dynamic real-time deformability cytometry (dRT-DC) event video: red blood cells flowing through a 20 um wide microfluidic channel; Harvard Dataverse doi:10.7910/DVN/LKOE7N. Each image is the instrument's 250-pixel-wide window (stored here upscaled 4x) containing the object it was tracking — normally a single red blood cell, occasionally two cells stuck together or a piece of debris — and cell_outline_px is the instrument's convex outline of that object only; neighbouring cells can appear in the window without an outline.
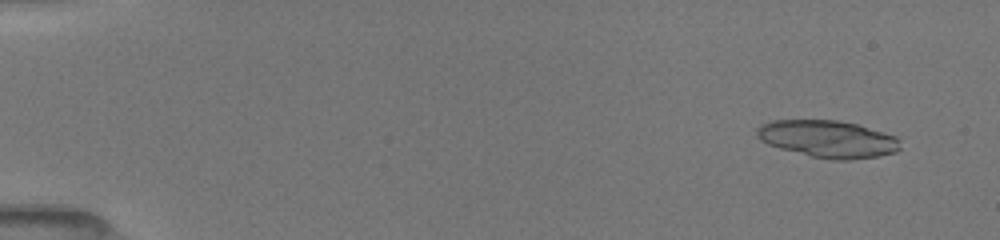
{"species": "common noctule bat (a hibernating species)", "species_latin": "Nyctalus noctula", "temperature_condition": "room temperature", "stored_images_in_passage": 17, "camera_frame_rate_fps": 3000, "um_per_image_px": 0.085, "animal": {"sex": "female", "body_mass_g": 19.5, "forearm_length_mm": 54.1}, "frame": {"image": 1, "passage_image": 2, "time_ms": 1.0, "image_size_px": [1000, 240], "cell_outline_px": [[900, 148], [896, 152], [880, 156], [848, 160], [828, 160], [780, 148], [768, 144], [760, 140], [756, 136], [756, 128], [760, 124], [772, 120], [836, 120], [856, 124], [884, 132], [896, 136], [900, 140]], "centroid_in_image_um": [70.37, 11.81], "position_along_channel_um": 14.6, "area_um2": 31.21}}
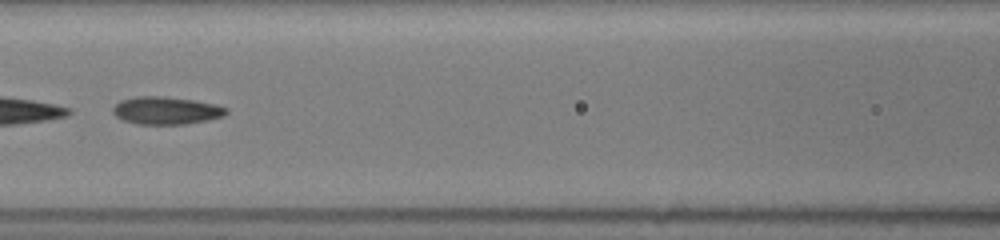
{"frame": {"image": 2, "passage_image": 9, "time_ms": 8.0, "image_size_px": [1000, 240], "cell_outline_px": [[228, 112], [224, 116], [208, 120], [184, 124], [136, 124], [124, 120], [116, 116], [112, 112], [112, 108], [120, 100], [136, 96], [164, 96], [196, 100], [216, 104], [228, 108]], "centroid_in_image_um": [14.14, 9.38], "position_along_channel_um": 152.5, "area_um2": 18.44}}
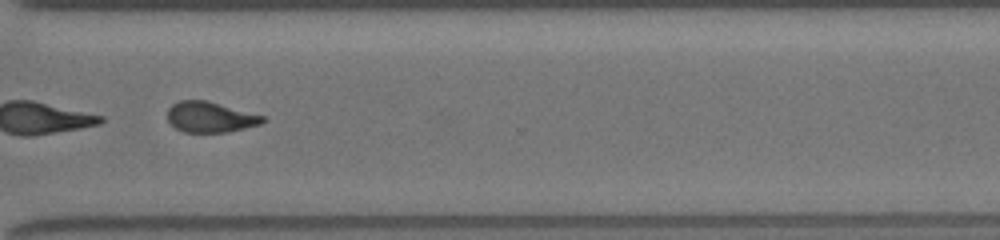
{"frame": {"image": 3, "passage_image": 14, "time_ms": 13.0, "image_size_px": [1000, 240], "cell_outline_px": [[268, 120], [260, 124], [228, 132], [184, 132], [176, 128], [168, 120], [168, 108], [172, 104], [180, 100], [208, 100], [264, 116]], "centroid_in_image_um": [17.88, 9.94], "position_along_channel_um": 352.7, "area_um2": 16.99}, "authors_computed_cell_mechanics": {"area_um2": 19.8832, "velocity_mm_per_s": 4.0155, "shape_relaxation_time_tau1_ms": 4.4738, "shape_relaxation_time_tau2_ms": 1.8166, "deformation_change_tau1": 0.1252, "deformation_change_tau2": 0.0843}}